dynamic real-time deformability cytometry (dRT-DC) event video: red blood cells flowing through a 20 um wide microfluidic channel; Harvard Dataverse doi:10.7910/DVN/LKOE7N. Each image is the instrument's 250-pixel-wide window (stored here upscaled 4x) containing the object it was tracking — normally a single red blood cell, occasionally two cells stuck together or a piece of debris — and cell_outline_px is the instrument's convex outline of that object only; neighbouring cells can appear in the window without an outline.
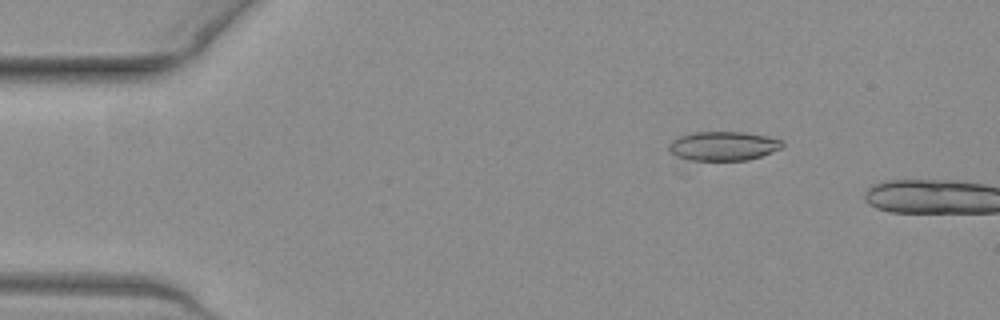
{"species": "common noctule bat (a hibernating species)", "species_latin": "Nyctalus noctula", "temperature_condition": "warm", "stored_images_in_passage": 6, "camera_frame_rate_fps": 3000, "um_per_image_px": 0.085, "animal": {"sex": "female", "body_mass_g": 19.3, "forearm_length_mm": 54.1}, "frame": {"image": 1, "passage_image": 3, "time_ms": 0.667, "image_size_px": [1000, 320], "cell_outline_px": [[784, 148], [748, 160], [680, 176], [676, 172], [668, 148], [668, 144], [672, 140], [680, 136], [696, 132], [744, 132], [768, 136], [784, 140]], "centroid_in_image_um": [61.06, 12.73], "position_along_channel_um": 23.9, "area_um2": 24.33}}